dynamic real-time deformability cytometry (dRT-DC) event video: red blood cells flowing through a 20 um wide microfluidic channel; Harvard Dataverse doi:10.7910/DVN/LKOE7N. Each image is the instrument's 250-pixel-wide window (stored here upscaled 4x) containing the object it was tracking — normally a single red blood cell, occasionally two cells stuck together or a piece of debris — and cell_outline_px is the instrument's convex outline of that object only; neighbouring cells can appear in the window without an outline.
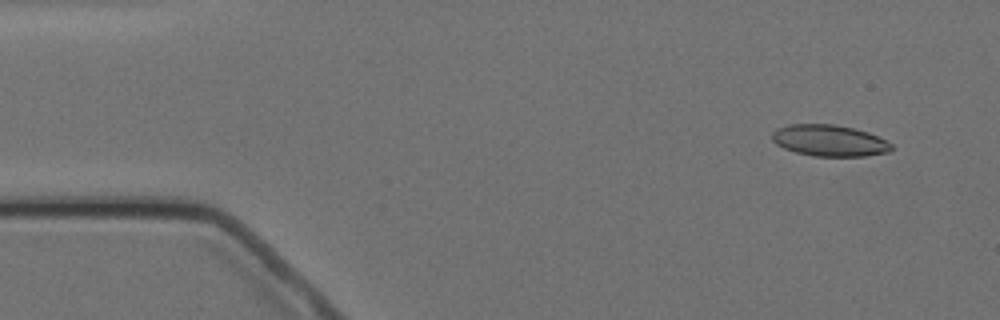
{"species": "Egyptian fruit bat (a non-hibernating species)", "species_latin": "Rousettus aegyptiacus", "temperature_condition": "cold", "stored_images_in_passage": 14, "camera_frame_rate_fps": 3000, "um_per_image_px": 0.085, "animal": {"sex": "female"}, "frame": {"image": 1, "passage_image": 1, "time_ms": 0.0, "image_size_px": [1000, 320], "cell_outline_px": [[896, 148], [888, 152], [864, 156], [812, 156], [796, 152], [784, 148], [776, 144], [772, 140], [772, 132], [776, 128], [788, 124], [832, 124], [852, 128], [868, 132], [892, 144]], "centroid_in_image_um": [70.48, 11.95], "position_along_channel_um": 14.5, "area_um2": 21.85}}
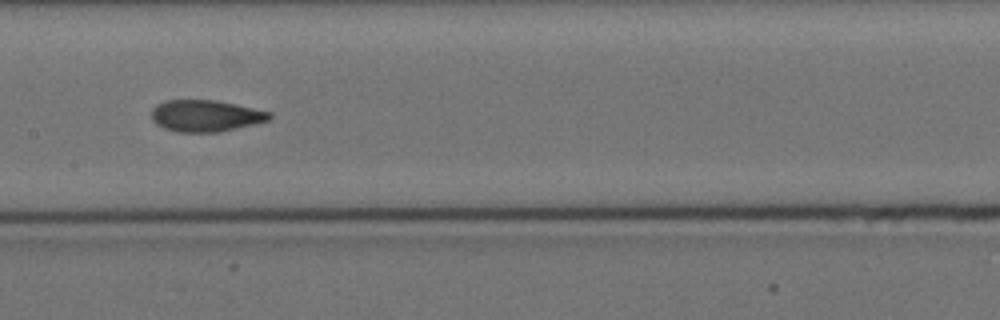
{"frame": {"image": 2, "passage_image": 7, "time_ms": 7.667, "image_size_px": [1000, 320], "cell_outline_px": [[272, 120], [220, 132], [176, 132], [164, 128], [156, 124], [152, 120], [152, 108], [156, 104], [164, 100], [216, 100], [236, 104], [272, 112]], "centroid_in_image_um": [17.5, 9.84], "position_along_channel_um": 189.9, "area_um2": 22.02}}
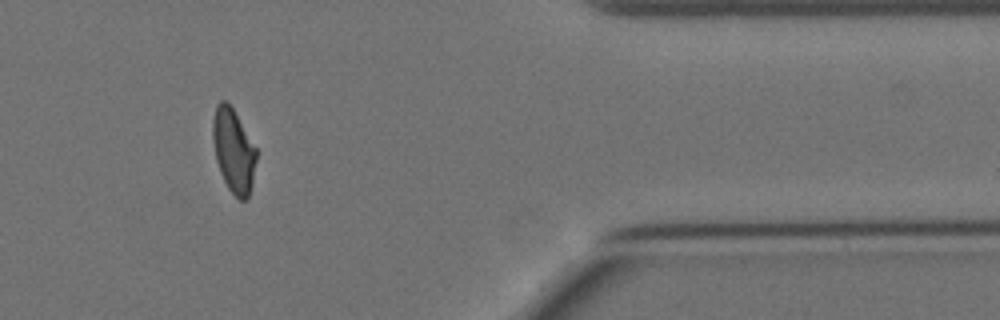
{"frame": {"image": 3, "passage_image": 12, "time_ms": 14.333, "image_size_px": [1000, 320], "cell_outline_px": [[256, 160], [252, 184], [248, 196], [244, 200], [240, 200], [228, 188], [220, 172], [216, 160], [212, 140], [212, 120], [216, 104], [220, 100], [228, 100], [256, 148]], "centroid_in_image_um": [19.82, 12.76], "position_along_channel_um": 391.6, "area_um2": 21.27}, "authors_computed_cell_mechanics": {"area_um2": 21.9929, "velocity_mm_per_s": 3.4942, "shape_relaxation_time_tau1_ms": 6.7166, "shape_relaxation_time_tau2_ms": 2.3911, "deformation_change_tau1": 0.1708, "deformation_change_tau2": 0.0936}}